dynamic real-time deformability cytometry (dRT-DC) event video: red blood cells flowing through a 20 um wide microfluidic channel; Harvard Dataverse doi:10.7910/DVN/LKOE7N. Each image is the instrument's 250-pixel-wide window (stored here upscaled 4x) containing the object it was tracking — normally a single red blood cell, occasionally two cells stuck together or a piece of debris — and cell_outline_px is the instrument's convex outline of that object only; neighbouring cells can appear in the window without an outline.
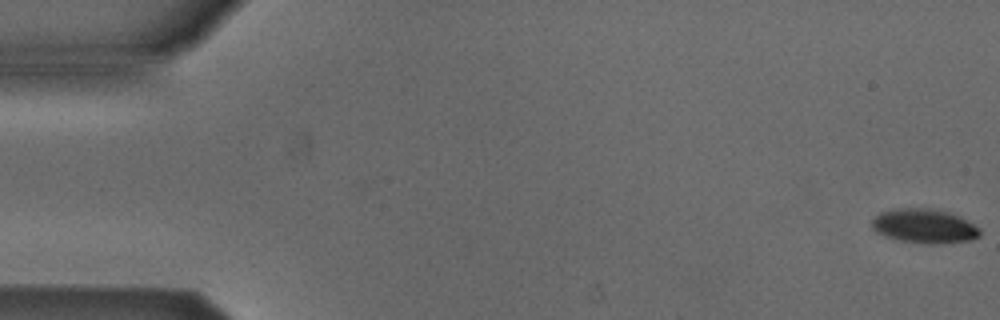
{"species": "Egyptian fruit bat (a non-hibernating species)", "species_latin": "Rousettus aegyptiacus", "temperature_condition": "cold", "stored_images_in_passage": 53, "camera_frame_rate_fps": 3000, "um_per_image_px": 0.085, "animal": {"sex": "male"}, "frame": {"image": 1, "passage_image": 1, "time_ms": 0.0, "image_size_px": [1000, 320], "cell_outline_px": [[980, 236], [972, 240], [900, 240], [876, 232], [872, 228], [872, 220], [880, 212], [892, 208], [940, 208], [960, 216], [980, 228]], "centroid_in_image_um": [78.55, 19.12], "position_along_channel_um": 6.4, "area_um2": 20.63}}
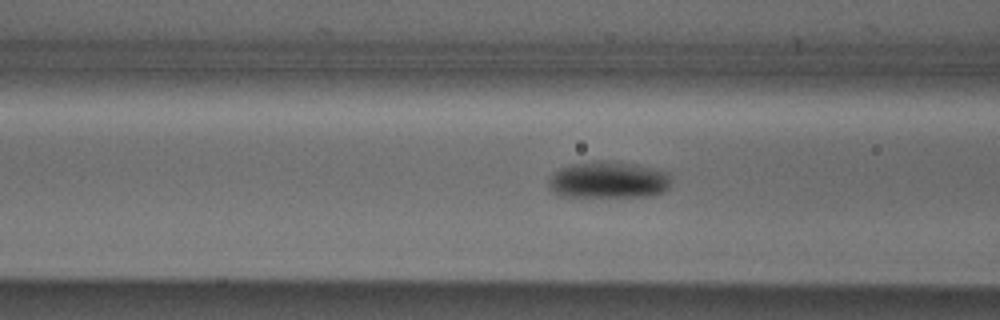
{"frame": {"image": 2, "passage_image": 21, "time_ms": 6.667, "image_size_px": [1000, 320], "cell_outline_px": [[668, 188], [664, 192], [652, 196], [560, 196], [548, 188], [548, 180], [560, 168], [572, 164], [592, 160], [608, 160], [636, 164], [668, 172]], "centroid_in_image_um": [51.69, 15.28], "position_along_channel_um": 114.9, "area_um2": 26.24}}
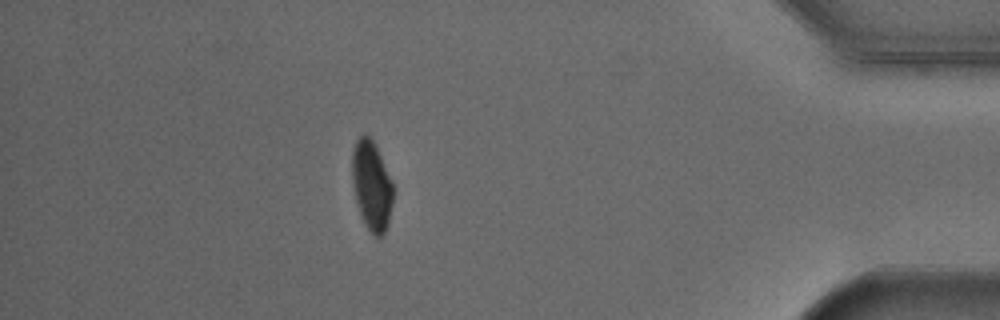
{"frame": {"image": 3, "passage_image": 47, "time_ms": 15.333, "image_size_px": [1000, 320], "cell_outline_px": [[392, 204], [388, 224], [380, 240], [372, 236], [368, 232], [364, 224], [356, 200], [352, 180], [352, 152], [356, 140], [360, 136], [368, 136], [372, 140], [380, 156], [392, 184]], "centroid_in_image_um": [31.57, 15.87], "position_along_channel_um": 403.6, "area_um2": 21.1}, "authors_computed_cell_mechanics": {"area_um2": 23.2934, "velocity_mm_per_s": 3.8841, "shape_relaxation_time_tau1_ms": 2.7214, "shape_relaxation_time_tau2_ms": null, "deformation_change_tau1": 0.1169, "deformation_change_tau2": null}}